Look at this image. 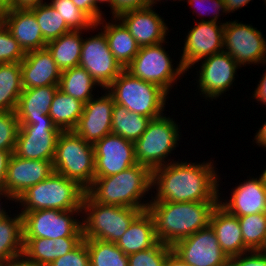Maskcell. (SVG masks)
<instances>
[{
	"label": "cell",
	"mask_w": 266,
	"mask_h": 266,
	"mask_svg": "<svg viewBox=\"0 0 266 266\" xmlns=\"http://www.w3.org/2000/svg\"><path fill=\"white\" fill-rule=\"evenodd\" d=\"M167 161L170 163L152 170V188L157 192L150 201H219L220 178L213 162Z\"/></svg>",
	"instance_id": "cell-1"
},
{
	"label": "cell",
	"mask_w": 266,
	"mask_h": 266,
	"mask_svg": "<svg viewBox=\"0 0 266 266\" xmlns=\"http://www.w3.org/2000/svg\"><path fill=\"white\" fill-rule=\"evenodd\" d=\"M149 202L147 210L153 217L158 241L173 246L179 240L207 227L219 201Z\"/></svg>",
	"instance_id": "cell-2"
},
{
	"label": "cell",
	"mask_w": 266,
	"mask_h": 266,
	"mask_svg": "<svg viewBox=\"0 0 266 266\" xmlns=\"http://www.w3.org/2000/svg\"><path fill=\"white\" fill-rule=\"evenodd\" d=\"M151 189L152 170L137 163L112 176L94 177L86 193L100 204L147 209L150 202L141 200Z\"/></svg>",
	"instance_id": "cell-3"
},
{
	"label": "cell",
	"mask_w": 266,
	"mask_h": 266,
	"mask_svg": "<svg viewBox=\"0 0 266 266\" xmlns=\"http://www.w3.org/2000/svg\"><path fill=\"white\" fill-rule=\"evenodd\" d=\"M85 192L76 181L54 171L45 180L28 188L15 202L21 203V213L41 209L81 210Z\"/></svg>",
	"instance_id": "cell-4"
},
{
	"label": "cell",
	"mask_w": 266,
	"mask_h": 266,
	"mask_svg": "<svg viewBox=\"0 0 266 266\" xmlns=\"http://www.w3.org/2000/svg\"><path fill=\"white\" fill-rule=\"evenodd\" d=\"M147 209L105 205L95 202L86 192L81 212L83 240L97 239L116 243L132 221Z\"/></svg>",
	"instance_id": "cell-5"
},
{
	"label": "cell",
	"mask_w": 266,
	"mask_h": 266,
	"mask_svg": "<svg viewBox=\"0 0 266 266\" xmlns=\"http://www.w3.org/2000/svg\"><path fill=\"white\" fill-rule=\"evenodd\" d=\"M116 104L129 111L154 119L163 115L167 93L158 85L132 76L125 69L105 89Z\"/></svg>",
	"instance_id": "cell-6"
},
{
	"label": "cell",
	"mask_w": 266,
	"mask_h": 266,
	"mask_svg": "<svg viewBox=\"0 0 266 266\" xmlns=\"http://www.w3.org/2000/svg\"><path fill=\"white\" fill-rule=\"evenodd\" d=\"M53 167L55 172L76 181L86 190L95 177L94 145L86 142L74 131H61Z\"/></svg>",
	"instance_id": "cell-7"
},
{
	"label": "cell",
	"mask_w": 266,
	"mask_h": 266,
	"mask_svg": "<svg viewBox=\"0 0 266 266\" xmlns=\"http://www.w3.org/2000/svg\"><path fill=\"white\" fill-rule=\"evenodd\" d=\"M179 127L165 114L151 119L146 131L134 142L136 162L151 170L168 164L165 159L180 141Z\"/></svg>",
	"instance_id": "cell-8"
},
{
	"label": "cell",
	"mask_w": 266,
	"mask_h": 266,
	"mask_svg": "<svg viewBox=\"0 0 266 266\" xmlns=\"http://www.w3.org/2000/svg\"><path fill=\"white\" fill-rule=\"evenodd\" d=\"M163 43L167 42L140 47L137 55L125 70L134 77L158 85L169 94L170 88L172 89L174 86L173 83L178 78L180 79V76H183L186 70L180 62L176 68H173V60L165 51Z\"/></svg>",
	"instance_id": "cell-9"
},
{
	"label": "cell",
	"mask_w": 266,
	"mask_h": 266,
	"mask_svg": "<svg viewBox=\"0 0 266 266\" xmlns=\"http://www.w3.org/2000/svg\"><path fill=\"white\" fill-rule=\"evenodd\" d=\"M81 210L41 209L20 213L23 217V238L58 239L83 237L81 220L74 219Z\"/></svg>",
	"instance_id": "cell-10"
},
{
	"label": "cell",
	"mask_w": 266,
	"mask_h": 266,
	"mask_svg": "<svg viewBox=\"0 0 266 266\" xmlns=\"http://www.w3.org/2000/svg\"><path fill=\"white\" fill-rule=\"evenodd\" d=\"M228 21L224 25L223 51L241 67L246 64L266 63V39L250 24Z\"/></svg>",
	"instance_id": "cell-11"
},
{
	"label": "cell",
	"mask_w": 266,
	"mask_h": 266,
	"mask_svg": "<svg viewBox=\"0 0 266 266\" xmlns=\"http://www.w3.org/2000/svg\"><path fill=\"white\" fill-rule=\"evenodd\" d=\"M61 130L52 119H39L32 124H19L14 153L30 160L53 161Z\"/></svg>",
	"instance_id": "cell-12"
},
{
	"label": "cell",
	"mask_w": 266,
	"mask_h": 266,
	"mask_svg": "<svg viewBox=\"0 0 266 266\" xmlns=\"http://www.w3.org/2000/svg\"><path fill=\"white\" fill-rule=\"evenodd\" d=\"M172 251L190 266H228L229 258L222 251L216 233L209 224L179 240Z\"/></svg>",
	"instance_id": "cell-13"
},
{
	"label": "cell",
	"mask_w": 266,
	"mask_h": 266,
	"mask_svg": "<svg viewBox=\"0 0 266 266\" xmlns=\"http://www.w3.org/2000/svg\"><path fill=\"white\" fill-rule=\"evenodd\" d=\"M79 66L83 67L104 90L124 70L113 56L105 34L83 39Z\"/></svg>",
	"instance_id": "cell-14"
},
{
	"label": "cell",
	"mask_w": 266,
	"mask_h": 266,
	"mask_svg": "<svg viewBox=\"0 0 266 266\" xmlns=\"http://www.w3.org/2000/svg\"><path fill=\"white\" fill-rule=\"evenodd\" d=\"M224 25L203 18L188 31L179 61L186 71L200 60L224 50Z\"/></svg>",
	"instance_id": "cell-15"
},
{
	"label": "cell",
	"mask_w": 266,
	"mask_h": 266,
	"mask_svg": "<svg viewBox=\"0 0 266 266\" xmlns=\"http://www.w3.org/2000/svg\"><path fill=\"white\" fill-rule=\"evenodd\" d=\"M201 61V67L198 71L197 80L200 95L207 99L218 98L227 90L236 80L235 74L241 66L225 51L213 54ZM203 61V62H202Z\"/></svg>",
	"instance_id": "cell-16"
},
{
	"label": "cell",
	"mask_w": 266,
	"mask_h": 266,
	"mask_svg": "<svg viewBox=\"0 0 266 266\" xmlns=\"http://www.w3.org/2000/svg\"><path fill=\"white\" fill-rule=\"evenodd\" d=\"M95 177L112 176L137 164L134 142L110 133L94 144Z\"/></svg>",
	"instance_id": "cell-17"
},
{
	"label": "cell",
	"mask_w": 266,
	"mask_h": 266,
	"mask_svg": "<svg viewBox=\"0 0 266 266\" xmlns=\"http://www.w3.org/2000/svg\"><path fill=\"white\" fill-rule=\"evenodd\" d=\"M114 104V98L108 91L99 98L92 97L84 104L83 113L73 131L86 142L94 145L112 133Z\"/></svg>",
	"instance_id": "cell-18"
},
{
	"label": "cell",
	"mask_w": 266,
	"mask_h": 266,
	"mask_svg": "<svg viewBox=\"0 0 266 266\" xmlns=\"http://www.w3.org/2000/svg\"><path fill=\"white\" fill-rule=\"evenodd\" d=\"M116 18L129 30L139 47L160 44L166 40L167 24L152 6L126 11Z\"/></svg>",
	"instance_id": "cell-19"
},
{
	"label": "cell",
	"mask_w": 266,
	"mask_h": 266,
	"mask_svg": "<svg viewBox=\"0 0 266 266\" xmlns=\"http://www.w3.org/2000/svg\"><path fill=\"white\" fill-rule=\"evenodd\" d=\"M54 172L53 161L30 160L12 154L8 163L5 190L16 200L31 186Z\"/></svg>",
	"instance_id": "cell-20"
},
{
	"label": "cell",
	"mask_w": 266,
	"mask_h": 266,
	"mask_svg": "<svg viewBox=\"0 0 266 266\" xmlns=\"http://www.w3.org/2000/svg\"><path fill=\"white\" fill-rule=\"evenodd\" d=\"M20 66L23 89L59 85L62 71L47 48L26 52Z\"/></svg>",
	"instance_id": "cell-21"
},
{
	"label": "cell",
	"mask_w": 266,
	"mask_h": 266,
	"mask_svg": "<svg viewBox=\"0 0 266 266\" xmlns=\"http://www.w3.org/2000/svg\"><path fill=\"white\" fill-rule=\"evenodd\" d=\"M257 178L242 182L233 189L228 202L219 198L218 204L237 217L266 213V186L260 175Z\"/></svg>",
	"instance_id": "cell-22"
},
{
	"label": "cell",
	"mask_w": 266,
	"mask_h": 266,
	"mask_svg": "<svg viewBox=\"0 0 266 266\" xmlns=\"http://www.w3.org/2000/svg\"><path fill=\"white\" fill-rule=\"evenodd\" d=\"M3 24L25 52L46 48L47 42L30 10L8 9Z\"/></svg>",
	"instance_id": "cell-23"
},
{
	"label": "cell",
	"mask_w": 266,
	"mask_h": 266,
	"mask_svg": "<svg viewBox=\"0 0 266 266\" xmlns=\"http://www.w3.org/2000/svg\"><path fill=\"white\" fill-rule=\"evenodd\" d=\"M210 225L216 233L222 251L228 258L249 251L244 245L238 217L228 213L219 204L211 213Z\"/></svg>",
	"instance_id": "cell-24"
},
{
	"label": "cell",
	"mask_w": 266,
	"mask_h": 266,
	"mask_svg": "<svg viewBox=\"0 0 266 266\" xmlns=\"http://www.w3.org/2000/svg\"><path fill=\"white\" fill-rule=\"evenodd\" d=\"M59 86L23 89L16 114L19 124H32L39 119H51L49 114L53 97Z\"/></svg>",
	"instance_id": "cell-25"
},
{
	"label": "cell",
	"mask_w": 266,
	"mask_h": 266,
	"mask_svg": "<svg viewBox=\"0 0 266 266\" xmlns=\"http://www.w3.org/2000/svg\"><path fill=\"white\" fill-rule=\"evenodd\" d=\"M155 224L148 210L142 211L115 243L127 256L154 247L158 243Z\"/></svg>",
	"instance_id": "cell-26"
},
{
	"label": "cell",
	"mask_w": 266,
	"mask_h": 266,
	"mask_svg": "<svg viewBox=\"0 0 266 266\" xmlns=\"http://www.w3.org/2000/svg\"><path fill=\"white\" fill-rule=\"evenodd\" d=\"M103 19L97 22L96 26L102 24L101 27L104 29L102 32L107 38L109 49L117 62L125 69L137 55L140 47L120 20L115 17L113 19L115 23L113 21L105 23Z\"/></svg>",
	"instance_id": "cell-27"
},
{
	"label": "cell",
	"mask_w": 266,
	"mask_h": 266,
	"mask_svg": "<svg viewBox=\"0 0 266 266\" xmlns=\"http://www.w3.org/2000/svg\"><path fill=\"white\" fill-rule=\"evenodd\" d=\"M82 31H70L46 44L61 71L79 66L82 50Z\"/></svg>",
	"instance_id": "cell-28"
},
{
	"label": "cell",
	"mask_w": 266,
	"mask_h": 266,
	"mask_svg": "<svg viewBox=\"0 0 266 266\" xmlns=\"http://www.w3.org/2000/svg\"><path fill=\"white\" fill-rule=\"evenodd\" d=\"M84 103L57 89L49 111L53 124L61 131H73L83 113Z\"/></svg>",
	"instance_id": "cell-29"
},
{
	"label": "cell",
	"mask_w": 266,
	"mask_h": 266,
	"mask_svg": "<svg viewBox=\"0 0 266 266\" xmlns=\"http://www.w3.org/2000/svg\"><path fill=\"white\" fill-rule=\"evenodd\" d=\"M15 215L0 218V263L23 254V217Z\"/></svg>",
	"instance_id": "cell-30"
},
{
	"label": "cell",
	"mask_w": 266,
	"mask_h": 266,
	"mask_svg": "<svg viewBox=\"0 0 266 266\" xmlns=\"http://www.w3.org/2000/svg\"><path fill=\"white\" fill-rule=\"evenodd\" d=\"M22 91L20 63L0 64V111H16Z\"/></svg>",
	"instance_id": "cell-31"
},
{
	"label": "cell",
	"mask_w": 266,
	"mask_h": 266,
	"mask_svg": "<svg viewBox=\"0 0 266 266\" xmlns=\"http://www.w3.org/2000/svg\"><path fill=\"white\" fill-rule=\"evenodd\" d=\"M97 82L81 66H75L61 72L59 89L69 96L87 103L94 95L93 88H96Z\"/></svg>",
	"instance_id": "cell-32"
},
{
	"label": "cell",
	"mask_w": 266,
	"mask_h": 266,
	"mask_svg": "<svg viewBox=\"0 0 266 266\" xmlns=\"http://www.w3.org/2000/svg\"><path fill=\"white\" fill-rule=\"evenodd\" d=\"M151 119L114 104L112 112V133L135 142L146 131Z\"/></svg>",
	"instance_id": "cell-33"
},
{
	"label": "cell",
	"mask_w": 266,
	"mask_h": 266,
	"mask_svg": "<svg viewBox=\"0 0 266 266\" xmlns=\"http://www.w3.org/2000/svg\"><path fill=\"white\" fill-rule=\"evenodd\" d=\"M90 256V266H128V256L112 242L84 240Z\"/></svg>",
	"instance_id": "cell-34"
},
{
	"label": "cell",
	"mask_w": 266,
	"mask_h": 266,
	"mask_svg": "<svg viewBox=\"0 0 266 266\" xmlns=\"http://www.w3.org/2000/svg\"><path fill=\"white\" fill-rule=\"evenodd\" d=\"M29 10L35 15L47 43L72 31L60 14L47 2Z\"/></svg>",
	"instance_id": "cell-35"
},
{
	"label": "cell",
	"mask_w": 266,
	"mask_h": 266,
	"mask_svg": "<svg viewBox=\"0 0 266 266\" xmlns=\"http://www.w3.org/2000/svg\"><path fill=\"white\" fill-rule=\"evenodd\" d=\"M64 19L73 31L96 29V22L83 10H80L72 0H51L49 3Z\"/></svg>",
	"instance_id": "cell-36"
},
{
	"label": "cell",
	"mask_w": 266,
	"mask_h": 266,
	"mask_svg": "<svg viewBox=\"0 0 266 266\" xmlns=\"http://www.w3.org/2000/svg\"><path fill=\"white\" fill-rule=\"evenodd\" d=\"M244 245L249 250H259L266 236V213L238 217Z\"/></svg>",
	"instance_id": "cell-37"
},
{
	"label": "cell",
	"mask_w": 266,
	"mask_h": 266,
	"mask_svg": "<svg viewBox=\"0 0 266 266\" xmlns=\"http://www.w3.org/2000/svg\"><path fill=\"white\" fill-rule=\"evenodd\" d=\"M23 254L40 266H48L55 260L56 249L53 239L23 238Z\"/></svg>",
	"instance_id": "cell-38"
},
{
	"label": "cell",
	"mask_w": 266,
	"mask_h": 266,
	"mask_svg": "<svg viewBox=\"0 0 266 266\" xmlns=\"http://www.w3.org/2000/svg\"><path fill=\"white\" fill-rule=\"evenodd\" d=\"M172 246L158 242L154 247L128 256V266H164Z\"/></svg>",
	"instance_id": "cell-39"
},
{
	"label": "cell",
	"mask_w": 266,
	"mask_h": 266,
	"mask_svg": "<svg viewBox=\"0 0 266 266\" xmlns=\"http://www.w3.org/2000/svg\"><path fill=\"white\" fill-rule=\"evenodd\" d=\"M18 129L16 111H0V150L14 153Z\"/></svg>",
	"instance_id": "cell-40"
},
{
	"label": "cell",
	"mask_w": 266,
	"mask_h": 266,
	"mask_svg": "<svg viewBox=\"0 0 266 266\" xmlns=\"http://www.w3.org/2000/svg\"><path fill=\"white\" fill-rule=\"evenodd\" d=\"M26 52L12 36L7 27L0 23V64L20 63Z\"/></svg>",
	"instance_id": "cell-41"
},
{
	"label": "cell",
	"mask_w": 266,
	"mask_h": 266,
	"mask_svg": "<svg viewBox=\"0 0 266 266\" xmlns=\"http://www.w3.org/2000/svg\"><path fill=\"white\" fill-rule=\"evenodd\" d=\"M48 266H90V256L86 242L83 240L72 251L60 256Z\"/></svg>",
	"instance_id": "cell-42"
},
{
	"label": "cell",
	"mask_w": 266,
	"mask_h": 266,
	"mask_svg": "<svg viewBox=\"0 0 266 266\" xmlns=\"http://www.w3.org/2000/svg\"><path fill=\"white\" fill-rule=\"evenodd\" d=\"M187 2H188V4H190L191 5V8H194V12L195 13H197V11H198V13L199 12H201L202 10V12L201 13H199L198 15H202L203 16V14H205V16H206V11H210L211 9L213 10H211L212 12H214V13H212L213 14V17H211L210 19H209V21H212V22H217L218 24H219V22H218V19H219V17H220V13L222 12V13H226L227 14V10H226V5H225V2H224V0H187ZM209 3V4H207V3ZM207 6H209V7H207ZM203 5H204V9H203ZM208 9H207V8ZM205 11V12H204ZM210 11V12H211ZM219 11H221V12H219ZM209 13V12H208ZM208 15V14H207ZM219 16V17H218Z\"/></svg>",
	"instance_id": "cell-43"
},
{
	"label": "cell",
	"mask_w": 266,
	"mask_h": 266,
	"mask_svg": "<svg viewBox=\"0 0 266 266\" xmlns=\"http://www.w3.org/2000/svg\"><path fill=\"white\" fill-rule=\"evenodd\" d=\"M228 266H266V256L259 250H249L229 258Z\"/></svg>",
	"instance_id": "cell-44"
},
{
	"label": "cell",
	"mask_w": 266,
	"mask_h": 266,
	"mask_svg": "<svg viewBox=\"0 0 266 266\" xmlns=\"http://www.w3.org/2000/svg\"><path fill=\"white\" fill-rule=\"evenodd\" d=\"M150 6V0H115L113 6V17H118L121 13L141 9Z\"/></svg>",
	"instance_id": "cell-45"
},
{
	"label": "cell",
	"mask_w": 266,
	"mask_h": 266,
	"mask_svg": "<svg viewBox=\"0 0 266 266\" xmlns=\"http://www.w3.org/2000/svg\"><path fill=\"white\" fill-rule=\"evenodd\" d=\"M83 241V237H62L54 239L56 255L55 260L60 256H63L74 248H76Z\"/></svg>",
	"instance_id": "cell-46"
},
{
	"label": "cell",
	"mask_w": 266,
	"mask_h": 266,
	"mask_svg": "<svg viewBox=\"0 0 266 266\" xmlns=\"http://www.w3.org/2000/svg\"><path fill=\"white\" fill-rule=\"evenodd\" d=\"M76 7L87 13L96 22L95 0H72Z\"/></svg>",
	"instance_id": "cell-47"
},
{
	"label": "cell",
	"mask_w": 266,
	"mask_h": 266,
	"mask_svg": "<svg viewBox=\"0 0 266 266\" xmlns=\"http://www.w3.org/2000/svg\"><path fill=\"white\" fill-rule=\"evenodd\" d=\"M261 80L259 81V84L257 85V88H255L253 99H256L258 102L262 103L263 105H266V71L263 74Z\"/></svg>",
	"instance_id": "cell-48"
},
{
	"label": "cell",
	"mask_w": 266,
	"mask_h": 266,
	"mask_svg": "<svg viewBox=\"0 0 266 266\" xmlns=\"http://www.w3.org/2000/svg\"><path fill=\"white\" fill-rule=\"evenodd\" d=\"M43 3H46V2H43V0H12L11 1V8L28 9L29 10V9L37 7Z\"/></svg>",
	"instance_id": "cell-49"
},
{
	"label": "cell",
	"mask_w": 266,
	"mask_h": 266,
	"mask_svg": "<svg viewBox=\"0 0 266 266\" xmlns=\"http://www.w3.org/2000/svg\"><path fill=\"white\" fill-rule=\"evenodd\" d=\"M4 266H40L29 260L24 254L8 259Z\"/></svg>",
	"instance_id": "cell-50"
},
{
	"label": "cell",
	"mask_w": 266,
	"mask_h": 266,
	"mask_svg": "<svg viewBox=\"0 0 266 266\" xmlns=\"http://www.w3.org/2000/svg\"><path fill=\"white\" fill-rule=\"evenodd\" d=\"M251 0H224L226 5L227 13L236 11L247 4H249Z\"/></svg>",
	"instance_id": "cell-51"
},
{
	"label": "cell",
	"mask_w": 266,
	"mask_h": 266,
	"mask_svg": "<svg viewBox=\"0 0 266 266\" xmlns=\"http://www.w3.org/2000/svg\"><path fill=\"white\" fill-rule=\"evenodd\" d=\"M164 266H190L184 262L177 254L171 251L165 261Z\"/></svg>",
	"instance_id": "cell-52"
},
{
	"label": "cell",
	"mask_w": 266,
	"mask_h": 266,
	"mask_svg": "<svg viewBox=\"0 0 266 266\" xmlns=\"http://www.w3.org/2000/svg\"><path fill=\"white\" fill-rule=\"evenodd\" d=\"M255 143L261 147H266V122H264L263 126L259 128L257 131L255 138Z\"/></svg>",
	"instance_id": "cell-53"
},
{
	"label": "cell",
	"mask_w": 266,
	"mask_h": 266,
	"mask_svg": "<svg viewBox=\"0 0 266 266\" xmlns=\"http://www.w3.org/2000/svg\"><path fill=\"white\" fill-rule=\"evenodd\" d=\"M114 1L115 0H95V4H96V23L99 22L103 17V13L102 11L100 10V6H98L99 3H108V5L110 6V9H111V13H112V16H113V6H114Z\"/></svg>",
	"instance_id": "cell-54"
},
{
	"label": "cell",
	"mask_w": 266,
	"mask_h": 266,
	"mask_svg": "<svg viewBox=\"0 0 266 266\" xmlns=\"http://www.w3.org/2000/svg\"><path fill=\"white\" fill-rule=\"evenodd\" d=\"M12 154L11 151L0 150V170L8 169V163Z\"/></svg>",
	"instance_id": "cell-55"
},
{
	"label": "cell",
	"mask_w": 266,
	"mask_h": 266,
	"mask_svg": "<svg viewBox=\"0 0 266 266\" xmlns=\"http://www.w3.org/2000/svg\"><path fill=\"white\" fill-rule=\"evenodd\" d=\"M1 196L3 197H7L6 199H8L9 201H15L14 198L6 191V190H0V201H1ZM3 202L0 203V218H3L5 216H7L8 214L6 213L5 208H3L1 206Z\"/></svg>",
	"instance_id": "cell-56"
},
{
	"label": "cell",
	"mask_w": 266,
	"mask_h": 266,
	"mask_svg": "<svg viewBox=\"0 0 266 266\" xmlns=\"http://www.w3.org/2000/svg\"><path fill=\"white\" fill-rule=\"evenodd\" d=\"M7 170H0V190H5Z\"/></svg>",
	"instance_id": "cell-57"
},
{
	"label": "cell",
	"mask_w": 266,
	"mask_h": 266,
	"mask_svg": "<svg viewBox=\"0 0 266 266\" xmlns=\"http://www.w3.org/2000/svg\"><path fill=\"white\" fill-rule=\"evenodd\" d=\"M7 14V9L0 3V23H3Z\"/></svg>",
	"instance_id": "cell-58"
},
{
	"label": "cell",
	"mask_w": 266,
	"mask_h": 266,
	"mask_svg": "<svg viewBox=\"0 0 266 266\" xmlns=\"http://www.w3.org/2000/svg\"><path fill=\"white\" fill-rule=\"evenodd\" d=\"M12 0H0V3L8 10L11 9Z\"/></svg>",
	"instance_id": "cell-59"
},
{
	"label": "cell",
	"mask_w": 266,
	"mask_h": 266,
	"mask_svg": "<svg viewBox=\"0 0 266 266\" xmlns=\"http://www.w3.org/2000/svg\"><path fill=\"white\" fill-rule=\"evenodd\" d=\"M259 251L266 256V236H265V239H264V242L262 244V246L259 248Z\"/></svg>",
	"instance_id": "cell-60"
},
{
	"label": "cell",
	"mask_w": 266,
	"mask_h": 266,
	"mask_svg": "<svg viewBox=\"0 0 266 266\" xmlns=\"http://www.w3.org/2000/svg\"><path fill=\"white\" fill-rule=\"evenodd\" d=\"M264 185L266 186V168L264 169V171L262 172V174L260 175Z\"/></svg>",
	"instance_id": "cell-61"
},
{
	"label": "cell",
	"mask_w": 266,
	"mask_h": 266,
	"mask_svg": "<svg viewBox=\"0 0 266 266\" xmlns=\"http://www.w3.org/2000/svg\"><path fill=\"white\" fill-rule=\"evenodd\" d=\"M179 1H181V0H179ZM157 2H159V0H150V6H152V7L155 6L154 4H157Z\"/></svg>",
	"instance_id": "cell-62"
}]
</instances>
